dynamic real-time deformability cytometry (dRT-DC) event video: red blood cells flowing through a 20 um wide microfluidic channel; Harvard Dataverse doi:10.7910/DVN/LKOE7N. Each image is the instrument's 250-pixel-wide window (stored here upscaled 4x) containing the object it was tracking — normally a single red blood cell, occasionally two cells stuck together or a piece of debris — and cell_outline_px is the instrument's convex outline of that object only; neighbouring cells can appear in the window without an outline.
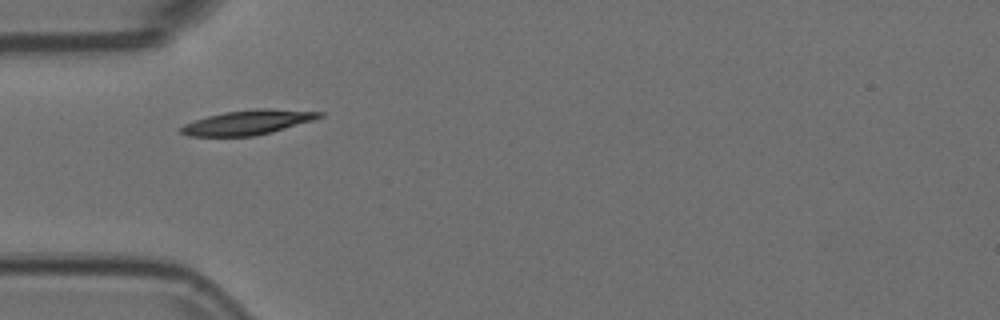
{"species": "Egyptian fruit bat (a non-hibernating species)", "species_latin": "Rousettus aegyptiacus", "temperature_condition": "room temperature", "stored_images_in_passage": 39, "camera_frame_rate_fps": 3000, "um_per_image_px": 0.085, "animal": {"sex": "female"}, "frame": {"image": 1, "passage_image": 1, "time_ms": 0.0, "image_size_px": [1000, 320], "cell_outline_px": [[324, 116], [312, 120], [272, 132], [252, 136], [188, 136], [180, 132], [180, 128], [184, 124], [208, 116], [224, 112], [256, 108], [268, 108], [324, 112]], "centroid_in_image_um": [21.07, 10.39], "position_along_channel_um": 63.9, "area_um2": 19.71}}
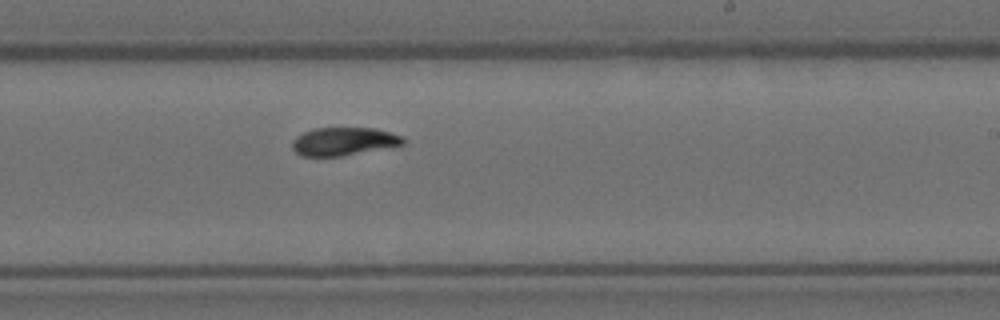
{"frame": {"image": 2, "passage_image": 17, "time_ms": 5.333, "image_size_px": [1000, 320], "cell_outline_px": [[404, 144], [340, 156], [300, 156], [292, 148], [292, 140], [296, 136], [312, 128], [376, 128], [400, 136], [404, 140]], "centroid_in_image_um": [29.14, 12.01], "position_along_channel_um": 259.9, "area_um2": 17.92}}
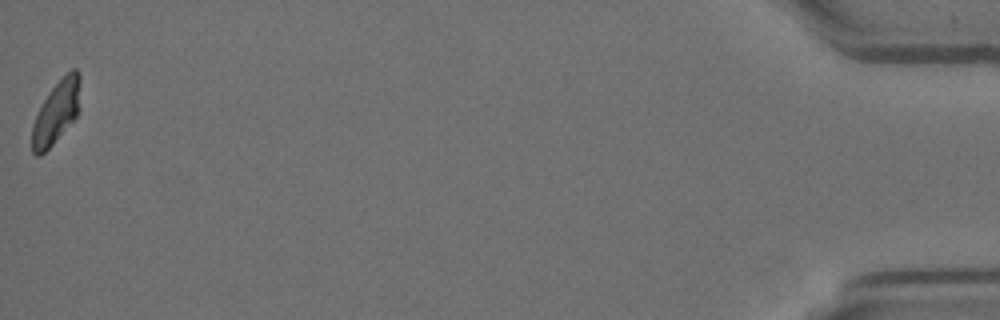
{"frame": {"image": 3, "passage_image": 39, "time_ms": 12.667, "image_size_px": [1000, 320], "cell_outline_px": [[80, 112], [52, 144], [40, 156], [36, 156], [32, 152], [32, 124], [48, 92], [72, 68], [76, 68], [80, 72]], "centroid_in_image_um": [4.81, 9.51], "position_along_channel_um": 430.4, "area_um2": 17.51}, "authors_computed_cell_mechanics": {"area_um2": 18.6694, "velocity_mm_per_s": 3.685, "shape_relaxation_time_tau1_ms": 4.7009, "shape_relaxation_time_tau2_ms": 2.602, "deformation_change_tau1": 0.1684, "deformation_change_tau2": 0.0651}}